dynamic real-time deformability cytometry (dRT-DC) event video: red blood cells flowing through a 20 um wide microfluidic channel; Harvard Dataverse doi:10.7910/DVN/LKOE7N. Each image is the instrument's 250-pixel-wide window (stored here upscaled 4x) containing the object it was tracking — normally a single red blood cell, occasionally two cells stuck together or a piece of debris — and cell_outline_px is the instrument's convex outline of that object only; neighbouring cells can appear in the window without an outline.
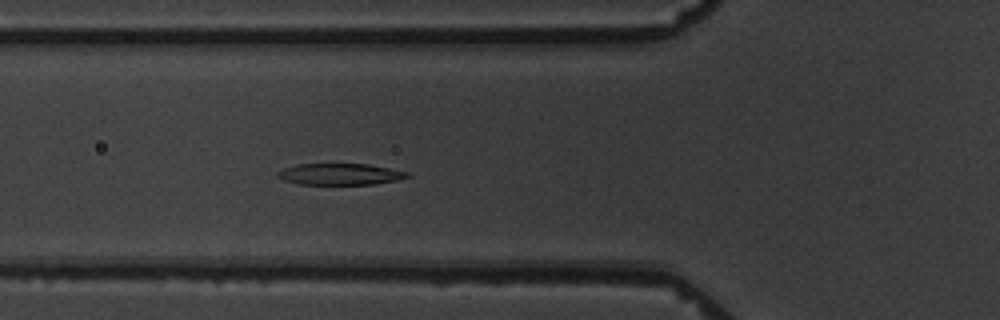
{"species": "common noctule bat (a hibernating species)", "species_latin": "Nyctalus noctula", "temperature_condition": "warm", "stored_images_in_passage": 5, "camera_frame_rate_fps": 3000, "um_per_image_px": 0.085, "animal": {"sex": "male", "body_mass_g": 19.5, "forearm_length_mm": 54.6}, "frame": {"image": 1, "passage_image": 5, "time_ms": 5.667, "image_size_px": [1000, 320], "cell_outline_px": [[412, 176], [396, 180], [376, 184], [300, 184], [284, 180], [276, 176], [276, 172], [284, 168], [296, 164], [368, 164], [408, 172]], "centroid_in_image_um": [28.89, 14.8], "position_along_channel_um": 96.9, "area_um2": 16.13}}